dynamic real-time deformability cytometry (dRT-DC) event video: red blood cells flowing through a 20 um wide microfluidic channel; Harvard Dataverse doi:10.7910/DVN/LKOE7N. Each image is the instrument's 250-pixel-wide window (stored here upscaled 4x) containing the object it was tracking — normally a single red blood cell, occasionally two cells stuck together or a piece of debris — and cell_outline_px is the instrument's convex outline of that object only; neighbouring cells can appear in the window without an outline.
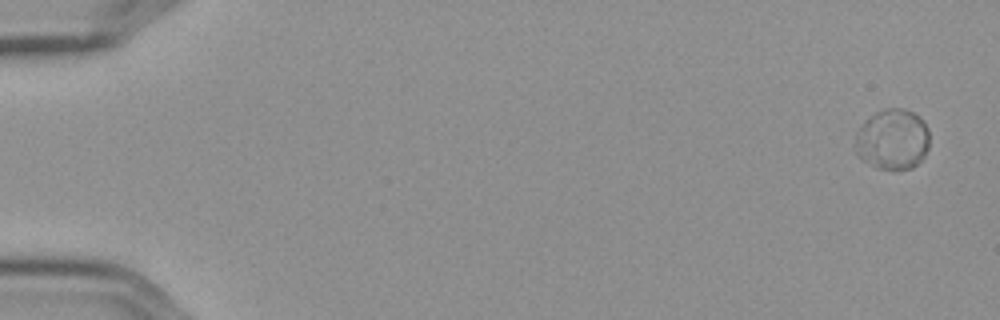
{"species": "Egyptian fruit bat (a non-hibernating species)", "species_latin": "Rousettus aegyptiacus", "temperature_condition": "cold", "stored_images_in_passage": 5, "camera_frame_rate_fps": 3000, "um_per_image_px": 0.085, "frame": {"image": 1, "passage_image": 1, "time_ms": 0.0, "image_size_px": [1000, 320], "cell_outline_px": [[928, 148], [924, 156], [912, 168], [892, 172], [876, 168], [856, 156], [856, 136], [860, 128], [876, 112], [884, 108], [904, 108], [920, 116], [924, 120], [928, 128]], "centroid_in_image_um": [75.89, 11.88], "position_along_channel_um": 9.1, "area_um2": 26.47}}